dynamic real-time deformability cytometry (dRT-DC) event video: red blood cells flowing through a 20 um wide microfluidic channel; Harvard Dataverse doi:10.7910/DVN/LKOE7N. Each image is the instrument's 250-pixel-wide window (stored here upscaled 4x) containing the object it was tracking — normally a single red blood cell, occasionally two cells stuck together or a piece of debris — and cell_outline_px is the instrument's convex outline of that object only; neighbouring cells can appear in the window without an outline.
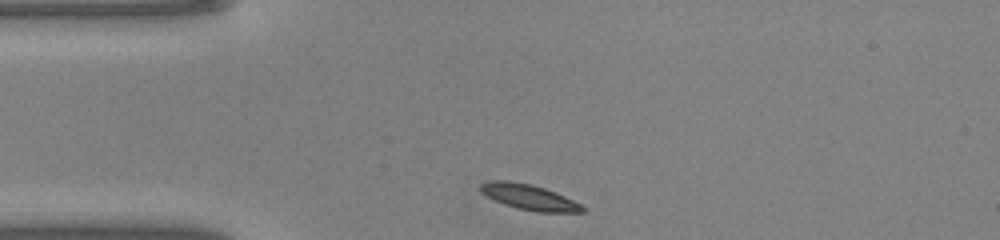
{"species": "common noctule bat (a hibernating species)", "species_latin": "Nyctalus noctula", "temperature_condition": "warm", "stored_images_in_passage": 39, "camera_frame_rate_fps": 3000, "um_per_image_px": 0.085, "animal": {"sex": "male", "body_mass_g": 20.0, "forearm_length_mm": 53.3}, "frame": {"image": 1, "passage_image": 1, "time_ms": 0.0, "image_size_px": [1000, 240], "cell_outline_px": [[584, 212], [540, 212], [516, 208], [504, 204], [480, 192], [480, 184], [488, 180], [508, 180], [528, 184], [544, 188], [564, 196], [580, 204], [584, 208]], "centroid_in_image_um": [44.93, 16.75], "position_along_channel_um": 40.1, "area_um2": 14.85}}
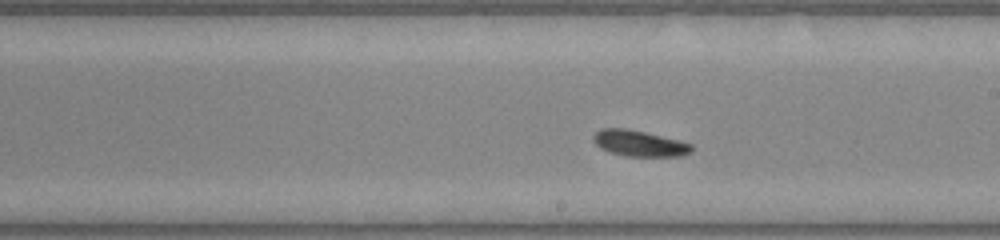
{"frame": {"image": 2, "passage_image": 17, "time_ms": 5.333, "image_size_px": [1000, 240], "cell_outline_px": [[692, 152], [684, 156], [628, 156], [612, 152], [600, 148], [592, 140], [592, 136], [600, 128], [628, 128], [680, 140], [692, 144]], "centroid_in_image_um": [54.35, 12.17], "position_along_channel_um": 234.6, "area_um2": 14.97}}
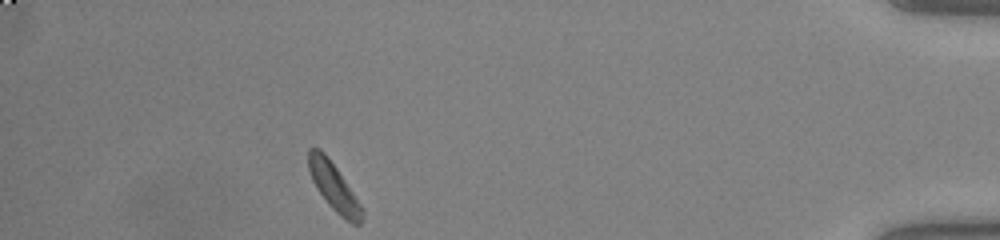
{"frame": {"image": 3, "passage_image": 34, "time_ms": 11.0, "image_size_px": [1000, 240], "cell_outline_px": [[364, 212], [360, 224], [352, 224], [340, 216], [328, 204], [316, 188], [312, 180], [308, 168], [308, 148], [320, 148], [324, 152], [336, 168], [364, 208]], "centroid_in_image_um": [28.38, 15.89], "position_along_channel_um": 406.8, "area_um2": 14.8}, "authors_computed_cell_mechanics": {"area_um2": 14.6812, "velocity_mm_per_s": 4.0651, "shape_relaxation_time_tau1_ms": 1.5528, "shape_relaxation_time_tau2_ms": 4.1207, "deformation_change_tau1": 0.0987, "deformation_change_tau2": 0.0681}}